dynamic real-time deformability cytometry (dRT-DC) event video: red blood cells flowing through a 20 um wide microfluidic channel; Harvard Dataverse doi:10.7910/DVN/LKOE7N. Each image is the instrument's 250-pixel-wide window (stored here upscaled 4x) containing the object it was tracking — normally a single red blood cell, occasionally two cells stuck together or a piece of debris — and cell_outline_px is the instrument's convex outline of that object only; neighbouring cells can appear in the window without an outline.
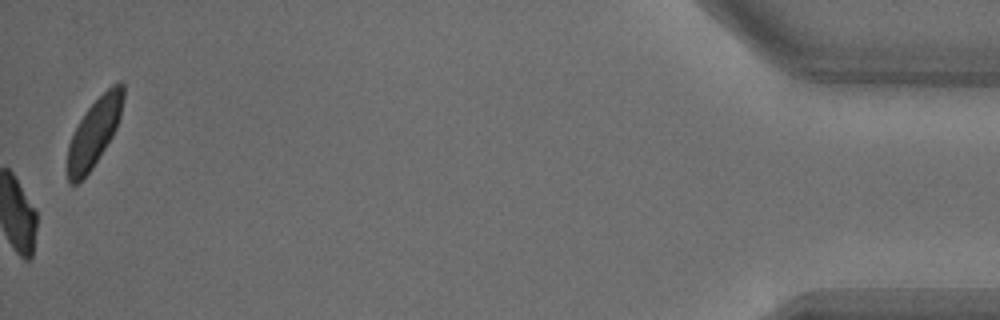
{"species": "common noctule bat (a hibernating species)", "species_latin": "Nyctalus noctula", "temperature_condition": "warm", "stored_images_in_passage": 34, "camera_frame_rate_fps": 3000, "um_per_image_px": 0.085, "animal": {"sex": "male", "body_mass_g": 18.8}, "frame": {"image": 1, "passage_image": 34, "time_ms": 11.0, "image_size_px": [1000, 320], "cell_outline_px": [[124, 96], [120, 116], [116, 128], [112, 136], [92, 168], [76, 184], [68, 184], [68, 144], [80, 120], [88, 108], [112, 84], [120, 80], [124, 84]], "centroid_in_image_um": [8.03, 11.23], "position_along_channel_um": 427.2, "area_um2": 21.56}}